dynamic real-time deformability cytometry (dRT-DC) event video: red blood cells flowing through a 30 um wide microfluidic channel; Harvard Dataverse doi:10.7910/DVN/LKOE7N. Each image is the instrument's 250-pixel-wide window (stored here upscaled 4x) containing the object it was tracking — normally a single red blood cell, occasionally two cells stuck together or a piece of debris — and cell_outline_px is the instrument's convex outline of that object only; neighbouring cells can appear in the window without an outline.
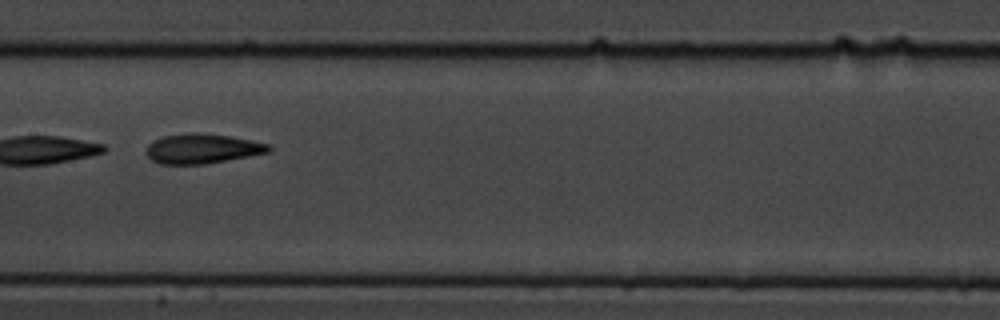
{"species": "common noctule bat (a hibernating species)", "species_latin": "Nyctalus noctula", "temperature_condition": "cold", "stored_images_in_passage": 10, "segment_of_instrument_passage": [1, 2], "camera_frame_rate_fps": 3000, "um_per_image_px": 0.085, "animal": {"sex": "male", "body_mass_g": 19.5, "forearm_length_mm": 54.6}, "frame": {"image": 1, "passage_image": 9, "time_ms": 2.667, "image_size_px": [1000, 320], "cell_outline_px": [[272, 148], [268, 152], [248, 156], [204, 164], [160, 164], [152, 160], [144, 152], [148, 144], [152, 140], [164, 136], [192, 132], [196, 132], [228, 136], [268, 144]], "centroid_in_image_um": [17.11, 12.63], "position_along_channel_um": 190.3, "area_um2": 21.04}}